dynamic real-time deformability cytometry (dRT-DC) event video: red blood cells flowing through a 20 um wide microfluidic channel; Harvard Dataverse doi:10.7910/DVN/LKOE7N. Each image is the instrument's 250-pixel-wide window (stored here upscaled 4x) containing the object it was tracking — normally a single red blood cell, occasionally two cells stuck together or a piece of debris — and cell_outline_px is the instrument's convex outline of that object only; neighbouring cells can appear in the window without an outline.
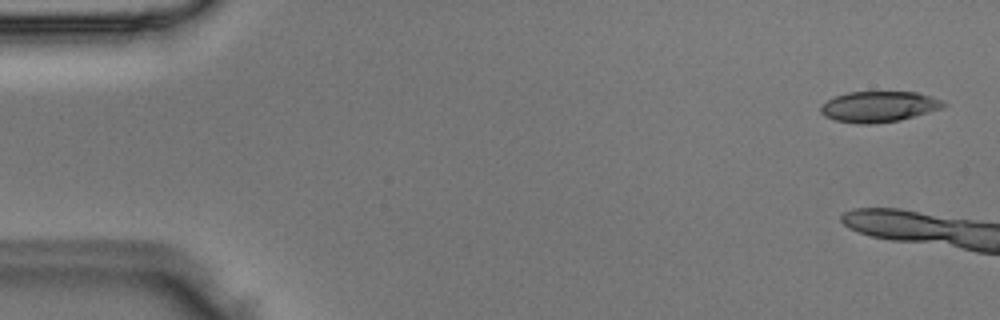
{"species": "Egyptian fruit bat (a non-hibernating species)", "species_latin": "Rousettus aegyptiacus", "temperature_condition": "room temperature", "stored_images_in_passage": 6, "camera_frame_rate_fps": 3000, "um_per_image_px": 0.085, "animal": {"sex": "male"}, "frame": {"image": 1, "passage_image": 1, "time_ms": 0.0, "image_size_px": [1000, 320], "cell_outline_px": [[948, 104], [940, 108], [928, 112], [900, 120], [872, 124], [860, 124], [836, 120], [824, 116], [820, 112], [820, 108], [828, 100], [836, 96], [848, 92], [916, 92], [932, 96], [944, 100]], "centroid_in_image_um": [74.73, 9.06], "position_along_channel_um": 10.3, "area_um2": 21.91}}
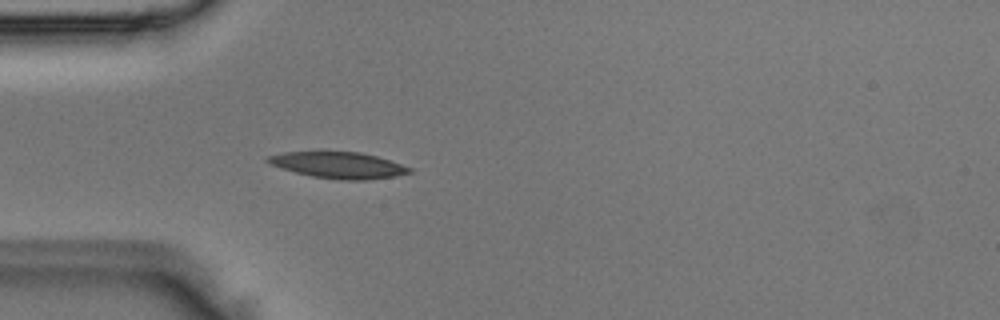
{"frame": {"image": 2, "passage_image": 6, "time_ms": 1.667, "image_size_px": [1000, 320], "cell_outline_px": [[412, 172], [396, 176], [368, 180], [340, 180], [312, 176], [296, 172], [272, 164], [264, 160], [268, 156], [284, 152], [320, 148], [360, 152], [376, 156], [412, 168]], "centroid_in_image_um": [28.73, 13.98], "position_along_channel_um": 56.3, "area_um2": 22.48}}